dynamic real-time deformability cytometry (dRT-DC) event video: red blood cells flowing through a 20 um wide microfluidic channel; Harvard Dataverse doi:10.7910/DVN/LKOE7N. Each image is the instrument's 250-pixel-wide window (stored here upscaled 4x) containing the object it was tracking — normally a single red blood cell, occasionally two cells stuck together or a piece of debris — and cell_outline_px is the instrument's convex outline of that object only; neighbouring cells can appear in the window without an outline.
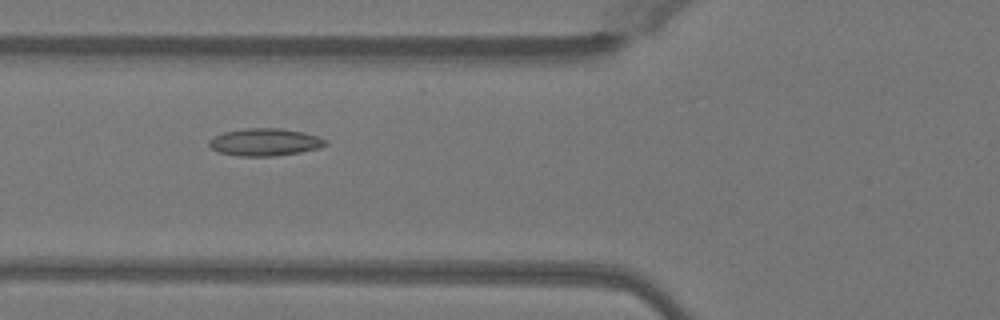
{"species": "Egyptian fruit bat (a non-hibernating species)", "species_latin": "Rousettus aegyptiacus", "temperature_condition": "warm", "stored_images_in_passage": 34, "camera_frame_rate_fps": 3000, "um_per_image_px": 0.085, "animal": {"sex": "female"}, "frame": {"image": 1, "passage_image": 3, "time_ms": 0.667, "image_size_px": [1000, 320], "cell_outline_px": [[328, 144], [320, 148], [300, 152], [276, 156], [240, 156], [220, 152], [212, 148], [208, 144], [208, 140], [224, 132], [244, 128], [280, 128], [304, 132], [328, 140]], "centroid_in_image_um": [22.55, 12.08], "position_along_channel_um": 103.2, "area_um2": 18.61}}
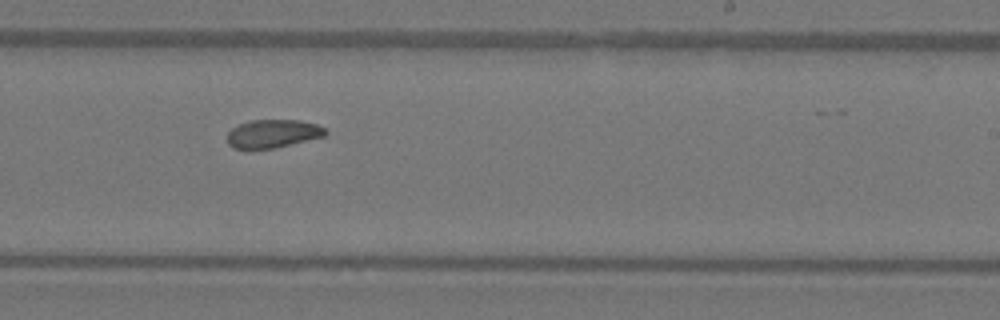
{"frame": {"image": 2, "passage_image": 15, "time_ms": 4.667, "image_size_px": [1000, 320], "cell_outline_px": [[328, 132], [324, 136], [272, 148], [252, 152], [232, 148], [228, 144], [228, 132], [232, 128], [248, 120], [300, 120], [316, 124], [324, 128]], "centroid_in_image_um": [23.12, 11.39], "position_along_channel_um": 265.9, "area_um2": 16.47}}
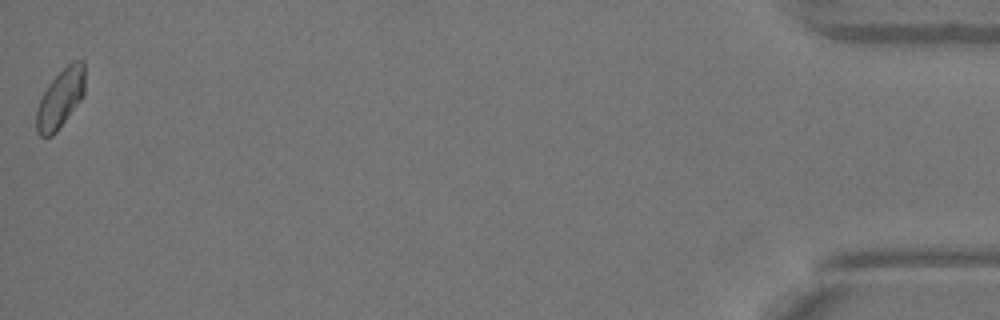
{"frame": {"image": 3, "passage_image": 34, "time_ms": 11.0, "image_size_px": [1000, 320], "cell_outline_px": [[84, 96], [56, 132], [52, 136], [40, 136], [36, 132], [36, 108], [48, 84], [72, 60], [84, 60]], "centroid_in_image_um": [5.13, 8.38], "position_along_channel_um": 430.1, "area_um2": 16.59}}